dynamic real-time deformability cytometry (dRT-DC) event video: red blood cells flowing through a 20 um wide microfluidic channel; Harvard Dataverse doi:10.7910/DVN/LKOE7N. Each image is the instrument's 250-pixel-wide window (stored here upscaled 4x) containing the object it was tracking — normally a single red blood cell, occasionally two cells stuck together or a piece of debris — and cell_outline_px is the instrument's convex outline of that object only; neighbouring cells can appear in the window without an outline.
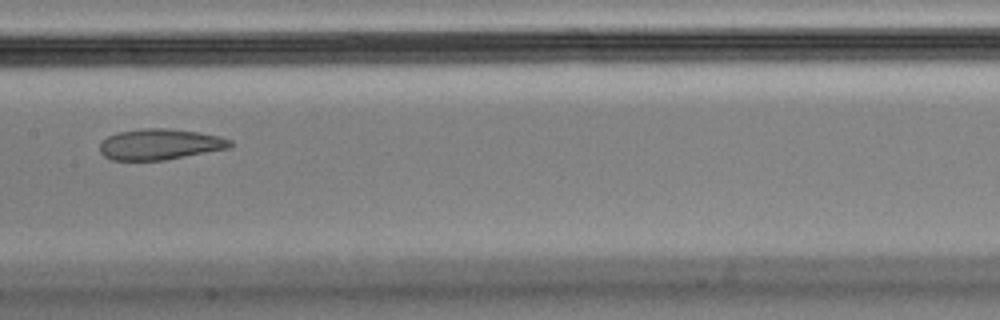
{"species": "Egyptian fruit bat (a non-hibernating species)", "species_latin": "Rousettus aegyptiacus", "temperature_condition": "cold", "stored_images_in_passage": 14, "camera_frame_rate_fps": 3000, "um_per_image_px": 0.085, "animal": {"sex": "male"}, "frame": {"image": 1, "passage_image": 7, "time_ms": 2.0, "image_size_px": [1000, 320], "cell_outline_px": [[232, 148], [164, 160], [112, 160], [104, 156], [100, 152], [100, 140], [116, 132], [144, 128], [168, 128], [196, 132], [220, 136], [232, 140]], "centroid_in_image_um": [13.59, 12.26], "position_along_channel_um": 193.8, "area_um2": 23.64}}